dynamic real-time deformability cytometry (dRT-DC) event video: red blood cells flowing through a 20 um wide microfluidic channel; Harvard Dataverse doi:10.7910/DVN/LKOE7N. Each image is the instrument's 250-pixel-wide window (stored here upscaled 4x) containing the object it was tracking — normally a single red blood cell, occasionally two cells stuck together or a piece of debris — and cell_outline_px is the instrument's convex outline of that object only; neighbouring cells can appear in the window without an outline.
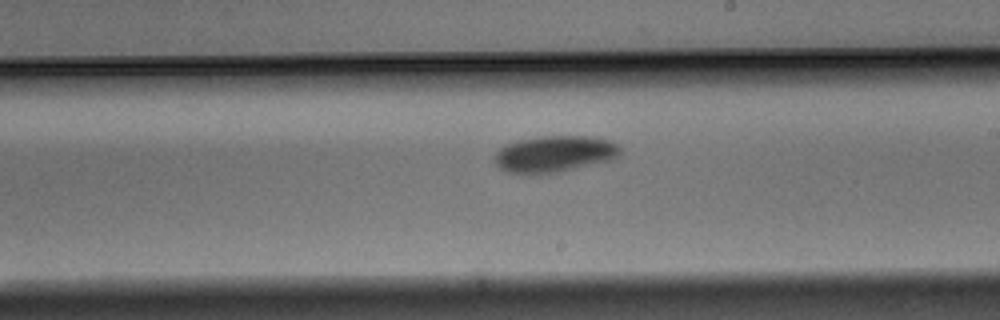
{"species": "Egyptian fruit bat (a non-hibernating species)", "species_latin": "Rousettus aegyptiacus", "temperature_condition": "warm", "stored_images_in_passage": 8, "camera_frame_rate_fps": 3000, "um_per_image_px": 0.085, "animal": {"sex": "male"}, "frame": {"image": 1, "passage_image": 8, "time_ms": 2.333, "image_size_px": [1000, 320], "cell_outline_px": [[620, 156], [612, 160], [560, 172], [528, 176], [520, 176], [504, 172], [496, 164], [496, 152], [500, 148], [508, 144], [520, 140], [540, 136], [596, 136], [608, 140], [616, 144], [620, 148]], "centroid_in_image_um": [47.12, 13.12], "position_along_channel_um": 241.9, "area_um2": 27.28}}